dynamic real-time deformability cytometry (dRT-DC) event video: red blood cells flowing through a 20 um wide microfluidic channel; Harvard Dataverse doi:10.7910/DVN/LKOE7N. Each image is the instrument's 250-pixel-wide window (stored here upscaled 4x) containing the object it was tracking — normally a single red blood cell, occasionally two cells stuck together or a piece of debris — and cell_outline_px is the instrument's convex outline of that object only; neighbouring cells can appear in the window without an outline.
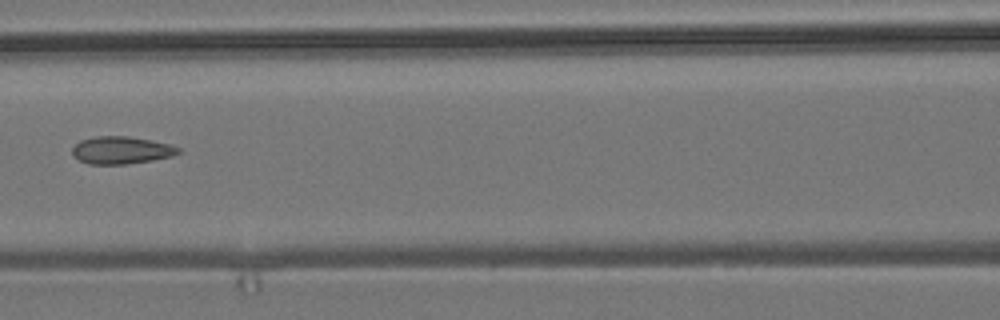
{"species": "common noctule bat (a hibernating species)", "species_latin": "Nyctalus noctula", "temperature_condition": "room temperature", "stored_images_in_passage": 8, "camera_frame_rate_fps": 3000, "um_per_image_px": 0.085, "animal": {"sex": "male", "body_mass_g": 19.2, "forearm_length_mm": 51.8}, "frame": {"image": 1, "passage_image": 6, "time_ms": 1.667, "image_size_px": [1000, 320], "cell_outline_px": [[180, 152], [172, 156], [152, 160], [124, 164], [88, 164], [80, 160], [72, 152], [72, 148], [80, 140], [96, 136], [128, 136], [172, 144], [180, 148]], "centroid_in_image_um": [10.33, 12.76], "position_along_channel_um": 156.3, "area_um2": 16.88}}
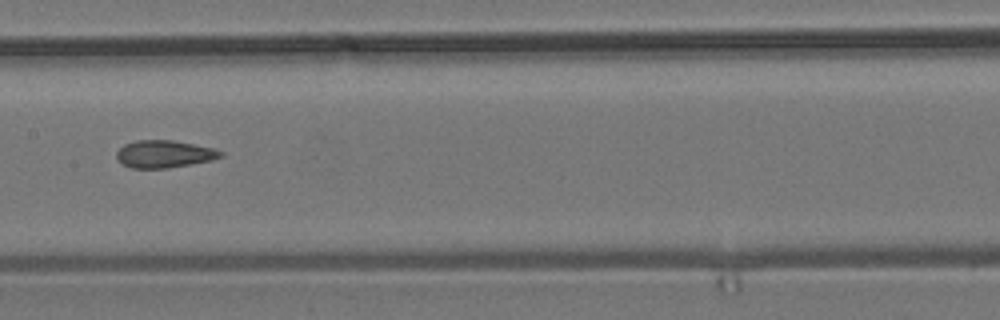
{"frame": {"image": 2, "passage_image": 7, "time_ms": 2.0, "image_size_px": [1000, 320], "cell_outline_px": [[224, 156], [212, 160], [168, 168], [132, 168], [124, 164], [116, 156], [116, 152], [124, 144], [136, 140], [172, 140], [212, 148], [224, 152]], "centroid_in_image_um": [13.97, 13.09], "position_along_channel_um": 193.4, "area_um2": 16.47}}
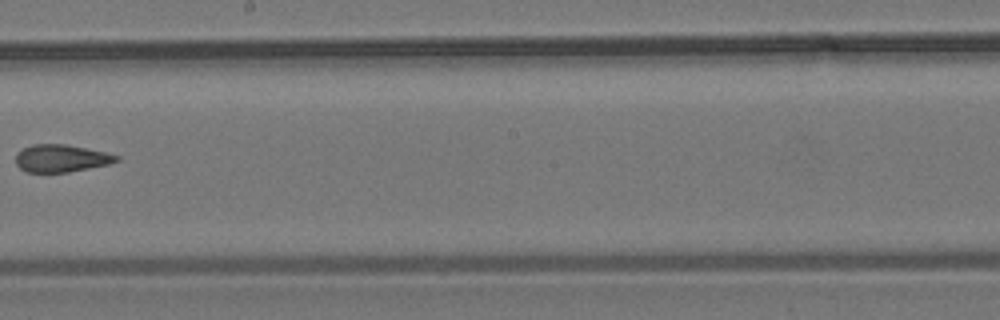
{"frame": {"image": 3, "passage_image": 8, "time_ms": 2.333, "image_size_px": [1000, 320], "cell_outline_px": [[120, 160], [108, 164], [68, 172], [28, 172], [20, 168], [16, 164], [16, 152], [32, 144], [64, 144], [104, 152], [120, 156]], "centroid_in_image_um": [5.18, 13.45], "position_along_channel_um": 243.0, "area_um2": 15.95}}